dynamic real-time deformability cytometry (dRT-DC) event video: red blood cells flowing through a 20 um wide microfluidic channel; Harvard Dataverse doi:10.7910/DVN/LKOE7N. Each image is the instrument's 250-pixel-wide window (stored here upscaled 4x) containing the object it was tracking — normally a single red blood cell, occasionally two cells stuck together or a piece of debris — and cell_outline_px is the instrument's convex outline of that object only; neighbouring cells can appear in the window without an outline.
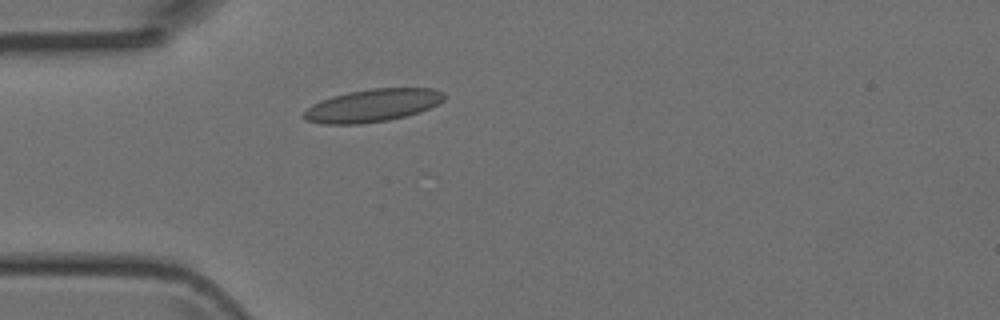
{"species": "Egyptian fruit bat (a non-hibernating species)", "species_latin": "Rousettus aegyptiacus", "temperature_condition": "room temperature", "stored_images_in_passage": 3, "camera_frame_rate_fps": 3000, "um_per_image_px": 0.085, "animal": {"sex": "female"}, "frame": {"image": 1, "passage_image": 3, "time_ms": 2.333, "image_size_px": [1000, 320], "cell_outline_px": [[444, 100], [420, 112], [388, 120], [360, 124], [324, 124], [304, 120], [300, 116], [312, 104], [332, 96], [348, 92], [372, 88], [436, 88], [444, 92]], "centroid_in_image_um": [31.64, 8.96], "position_along_channel_um": 53.4, "area_um2": 26.82}}